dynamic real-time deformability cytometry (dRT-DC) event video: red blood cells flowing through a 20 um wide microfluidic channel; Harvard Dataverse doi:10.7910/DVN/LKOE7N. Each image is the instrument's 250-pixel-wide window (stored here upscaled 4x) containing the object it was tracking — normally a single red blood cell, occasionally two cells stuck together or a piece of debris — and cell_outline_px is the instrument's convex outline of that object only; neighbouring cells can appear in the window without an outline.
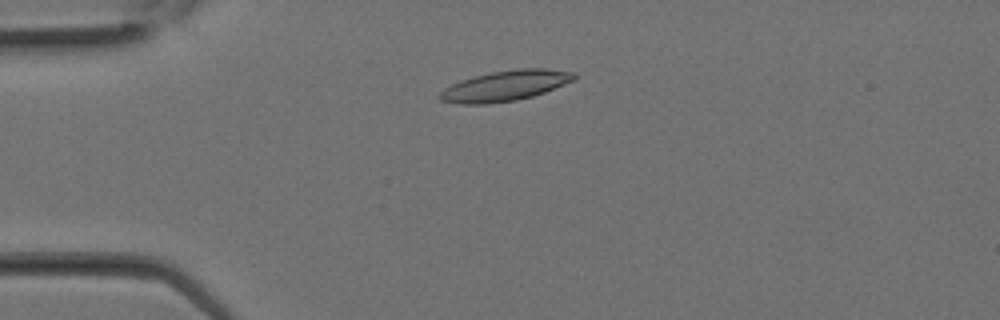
{"species": "Egyptian fruit bat (a non-hibernating species)", "species_latin": "Rousettus aegyptiacus", "temperature_condition": "room temperature", "stored_images_in_passage": 19, "camera_frame_rate_fps": 3000, "um_per_image_px": 0.085, "animal": {"sex": "female"}, "frame": {"image": 1, "passage_image": 6, "time_ms": 1.667, "image_size_px": [1000, 320], "cell_outline_px": [[576, 80], [544, 92], [532, 96], [516, 100], [488, 104], [460, 104], [440, 100], [436, 96], [444, 88], [460, 80], [488, 72], [516, 68], [544, 68], [576, 72]], "centroid_in_image_um": [42.94, 7.28], "position_along_channel_um": 42.1, "area_um2": 24.1}}
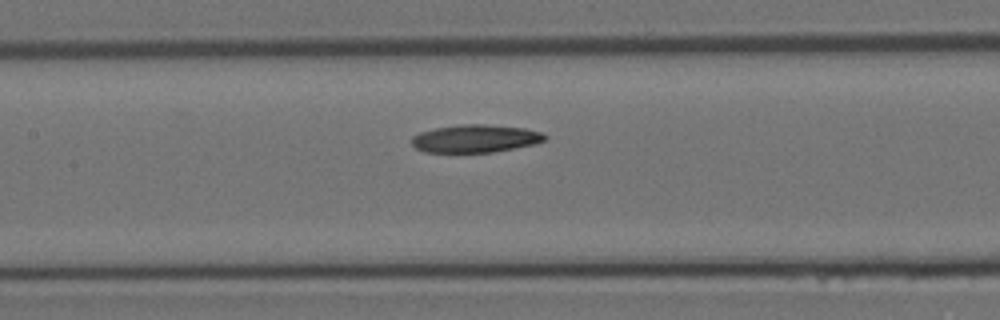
{"frame": {"image": 2, "passage_image": 12, "time_ms": 3.667, "image_size_px": [1000, 320], "cell_outline_px": [[548, 136], [544, 140], [532, 144], [492, 152], [424, 152], [416, 148], [412, 144], [412, 136], [420, 132], [436, 128], [460, 124], [484, 124], [524, 128], [544, 132]], "centroid_in_image_um": [40.4, 11.77], "position_along_channel_um": 167.0, "area_um2": 21.44}}
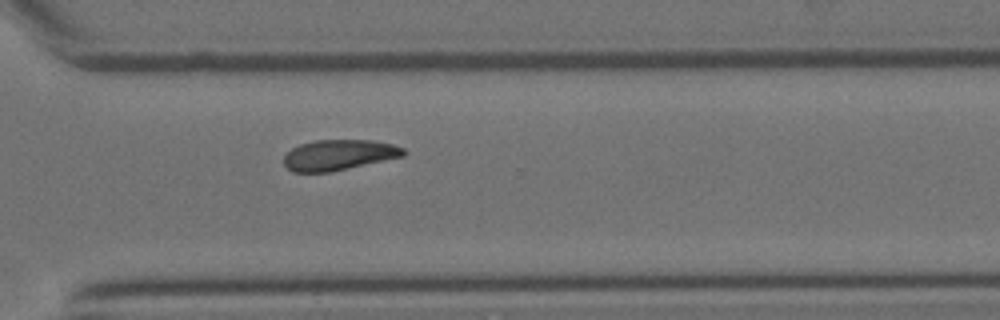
{"frame": {"image": 3, "passage_image": 19, "time_ms": 6.0, "image_size_px": [1000, 320], "cell_outline_px": [[408, 152], [404, 156], [348, 168], [328, 172], [292, 172], [284, 164], [284, 156], [292, 148], [300, 144], [316, 140], [368, 140], [392, 144], [404, 148]], "centroid_in_image_um": [28.8, 13.17], "position_along_channel_um": 341.8, "area_um2": 21.15}}